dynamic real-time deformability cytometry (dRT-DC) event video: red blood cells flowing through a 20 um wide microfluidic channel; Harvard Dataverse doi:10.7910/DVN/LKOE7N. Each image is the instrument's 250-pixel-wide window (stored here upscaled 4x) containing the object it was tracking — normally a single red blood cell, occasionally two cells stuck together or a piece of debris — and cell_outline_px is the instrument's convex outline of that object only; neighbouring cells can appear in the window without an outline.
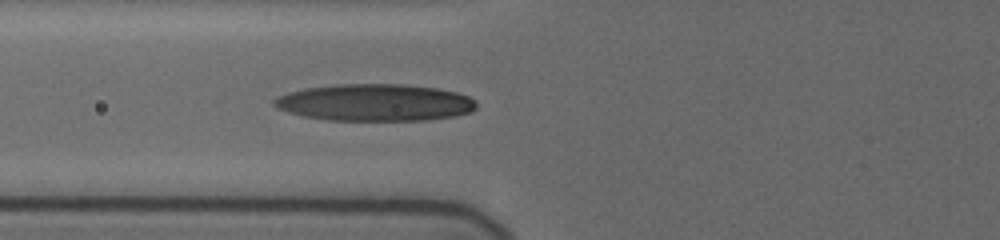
{"species": "human", "species_latin": "Homo sapiens", "temperature_condition": "cold", "stored_images_in_passage": 10, "camera_frame_rate_fps": 3000, "um_per_image_px": 0.085, "donor": {"sex": "female"}, "frame": {"image": 1, "passage_image": 10, "time_ms": 5.333, "image_size_px": [1000, 240], "cell_outline_px": [[476, 108], [472, 112], [456, 116], [428, 120], [328, 120], [304, 116], [288, 112], [276, 108], [272, 104], [272, 100], [276, 96], [288, 92], [308, 88], [336, 84], [404, 84], [436, 88], [456, 92], [468, 96], [476, 100]], "centroid_in_image_um": [31.87, 8.72], "position_along_channel_um": 93.9, "area_um2": 43.81}}